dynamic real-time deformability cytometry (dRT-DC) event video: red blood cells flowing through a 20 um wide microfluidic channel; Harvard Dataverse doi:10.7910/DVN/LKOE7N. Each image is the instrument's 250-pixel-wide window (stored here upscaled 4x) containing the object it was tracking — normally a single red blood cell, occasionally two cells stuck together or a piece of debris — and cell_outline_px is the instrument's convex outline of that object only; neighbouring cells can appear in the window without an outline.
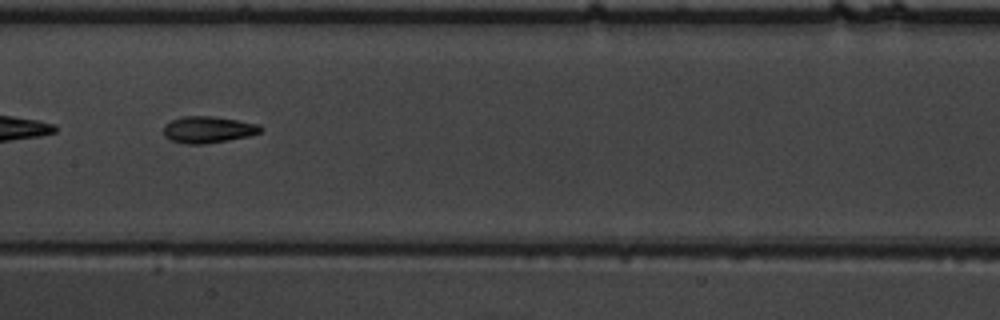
{"species": "common noctule bat (a hibernating species)", "species_latin": "Nyctalus noctula", "temperature_condition": "warm", "stored_images_in_passage": 37, "camera_frame_rate_fps": 3000, "um_per_image_px": 0.085, "animal": {"sex": "male", "body_mass_g": 19.5, "forearm_length_mm": 54.6}, "frame": {"image": 1, "passage_image": 11, "time_ms": 3.333, "image_size_px": [1000, 320], "cell_outline_px": [[264, 128], [260, 132], [248, 136], [228, 140], [204, 144], [184, 144], [168, 140], [164, 136], [164, 124], [180, 116], [212, 116], [260, 124]], "centroid_in_image_um": [17.66, 11.02], "position_along_channel_um": 189.7, "area_um2": 15.2}}
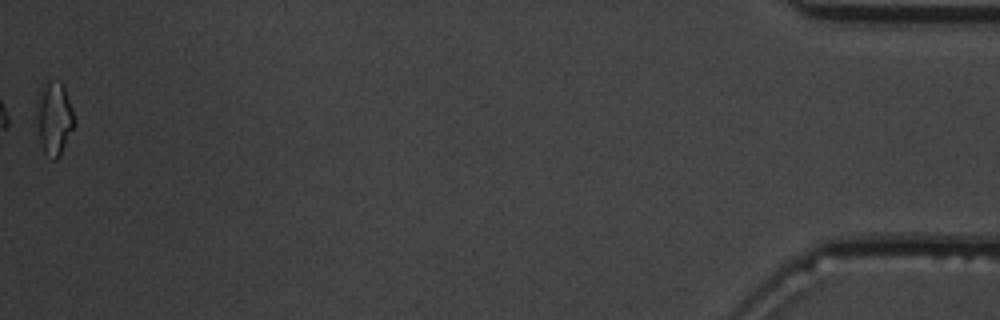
{"frame": {"image": 2, "passage_image": 37, "time_ms": 12.0, "image_size_px": [1000, 320], "cell_outline_px": [[76, 124], [60, 156], [56, 160], [52, 160], [44, 152], [40, 140], [36, 120], [36, 104], [40, 84], [48, 80], [60, 80], [64, 84], [76, 120]], "centroid_in_image_um": [4.61, 10.0], "position_along_channel_um": 430.6, "area_um2": 16.76}, "authors_computed_cell_mechanics": {"area_um2": 14.6812, "velocity_mm_per_s": 3.8377, "shape_relaxation_time_tau1_ms": 7.1128, "shape_relaxation_time_tau2_ms": 2.9411, "deformation_change_tau1": 0.1818, "deformation_change_tau2": 0.1098}}